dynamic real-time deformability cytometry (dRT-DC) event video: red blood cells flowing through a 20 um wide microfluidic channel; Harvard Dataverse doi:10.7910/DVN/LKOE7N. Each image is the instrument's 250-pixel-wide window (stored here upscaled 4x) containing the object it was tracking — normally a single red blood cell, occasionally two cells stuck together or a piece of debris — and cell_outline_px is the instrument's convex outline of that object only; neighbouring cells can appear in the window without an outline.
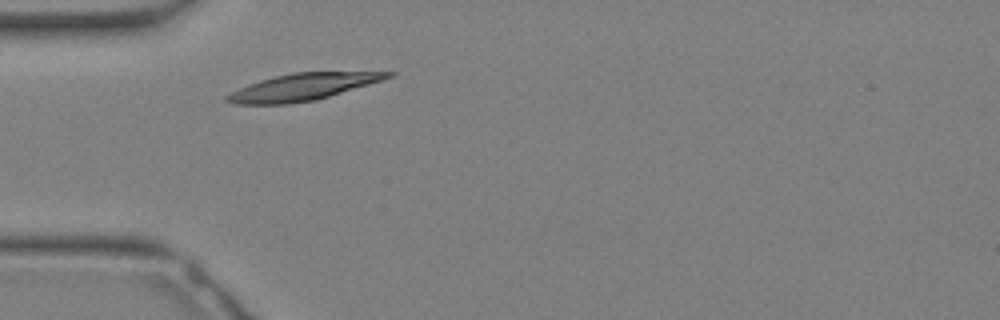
{"species": "Egyptian fruit bat (a non-hibernating species)", "species_latin": "Rousettus aegyptiacus", "temperature_condition": "warm", "stored_images_in_passage": 11, "camera_frame_rate_fps": 3000, "um_per_image_px": 0.085, "animal": {"sex": "female"}, "frame": {"image": 1, "passage_image": 1, "time_ms": 0.0, "image_size_px": [1000, 320], "cell_outline_px": [[396, 72], [392, 76], [384, 80], [316, 100], [288, 104], [236, 104], [224, 100], [224, 96], [248, 84], [260, 80], [292, 72]], "centroid_in_image_um": [25.72, 7.4], "position_along_channel_um": 59.3, "area_um2": 25.03}}
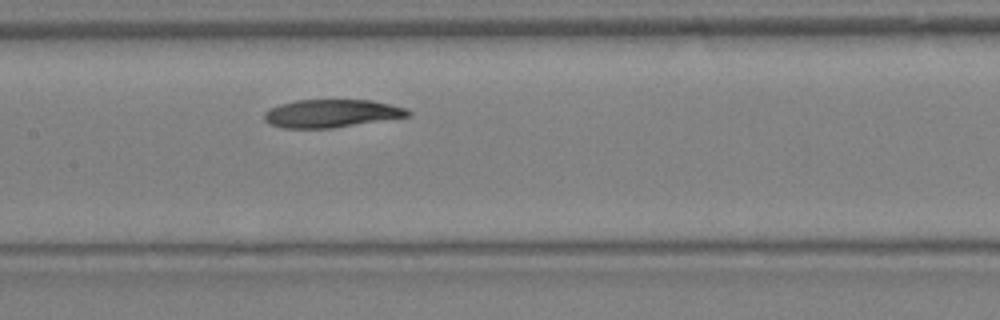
{"frame": {"image": 2, "passage_image": 7, "time_ms": 2.0, "image_size_px": [1000, 320], "cell_outline_px": [[412, 116], [332, 128], [284, 128], [272, 124], [264, 120], [264, 112], [280, 104], [296, 100], [372, 100], [408, 108], [412, 112]], "centroid_in_image_um": [28.24, 9.64], "position_along_channel_um": 179.2, "area_um2": 23.47}}
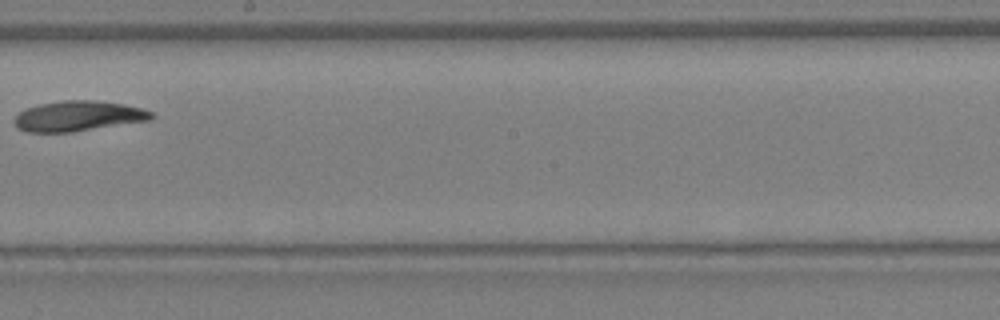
{"frame": {"image": 3, "passage_image": 10, "time_ms": 3.0, "image_size_px": [1000, 320], "cell_outline_px": [[156, 116], [152, 120], [72, 132], [28, 132], [20, 128], [16, 124], [16, 116], [24, 108], [40, 104], [64, 100], [96, 100], [124, 104], [140, 108], [152, 112]], "centroid_in_image_um": [6.71, 9.86], "position_along_channel_um": 241.5, "area_um2": 24.1}}